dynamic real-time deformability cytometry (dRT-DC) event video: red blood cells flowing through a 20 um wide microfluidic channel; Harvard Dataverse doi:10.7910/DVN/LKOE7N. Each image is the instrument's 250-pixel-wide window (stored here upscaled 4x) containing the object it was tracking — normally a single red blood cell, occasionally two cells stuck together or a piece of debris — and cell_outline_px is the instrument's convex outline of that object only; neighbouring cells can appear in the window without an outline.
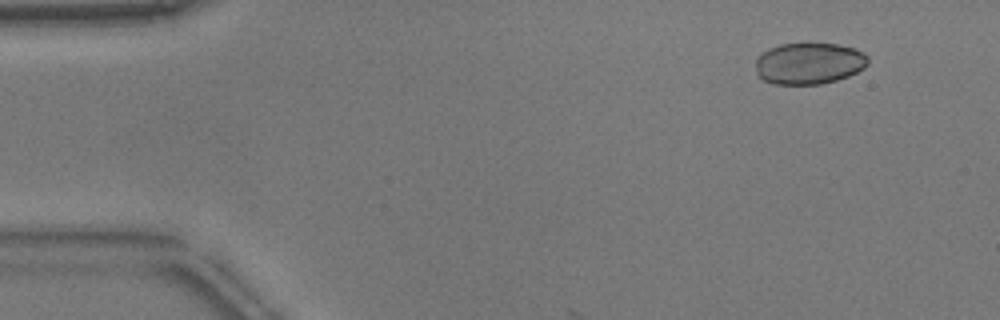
{"species": "common noctule bat (a hibernating species)", "species_latin": "Nyctalus noctula", "temperature_condition": "warm", "stored_images_in_passage": 5, "camera_frame_rate_fps": 3000, "um_per_image_px": 0.085, "animal": {"sex": "male", "body_mass_g": 17.9}, "frame": {"image": 1, "passage_image": 1, "time_ms": 0.0, "image_size_px": [1000, 320], "cell_outline_px": [[868, 64], [864, 68], [848, 76], [836, 80], [820, 84], [772, 84], [756, 76], [756, 60], [768, 48], [780, 44], [804, 40], [836, 44], [852, 48], [864, 52], [868, 56]], "centroid_in_image_um": [68.75, 5.35], "position_along_channel_um": 16.2, "area_um2": 27.98}}